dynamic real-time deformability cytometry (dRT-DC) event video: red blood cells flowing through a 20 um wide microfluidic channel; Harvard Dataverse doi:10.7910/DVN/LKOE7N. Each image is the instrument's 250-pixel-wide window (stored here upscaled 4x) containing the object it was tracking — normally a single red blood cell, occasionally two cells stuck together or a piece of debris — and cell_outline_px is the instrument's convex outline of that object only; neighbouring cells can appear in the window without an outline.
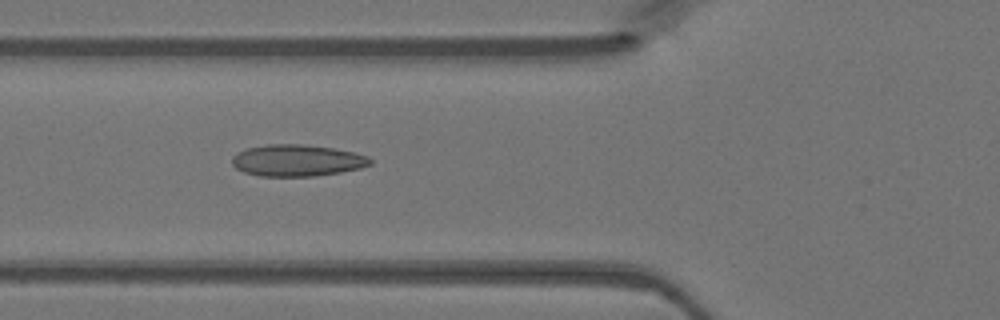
{"species": "Egyptian fruit bat (a non-hibernating species)", "species_latin": "Rousettus aegyptiacus", "temperature_condition": "warm", "stored_images_in_passage": 30, "camera_frame_rate_fps": 3000, "um_per_image_px": 0.085, "animal": {"sex": "female"}, "frame": {"image": 1, "passage_image": 4, "time_ms": 1.0, "image_size_px": [1000, 320], "cell_outline_px": [[372, 164], [360, 168], [340, 172], [316, 176], [260, 176], [244, 172], [236, 168], [232, 164], [232, 156], [236, 152], [248, 148], [268, 144], [300, 144], [332, 148], [352, 152], [368, 156], [372, 160]], "centroid_in_image_um": [25.23, 13.64], "position_along_channel_um": 100.6, "area_um2": 25.43}}
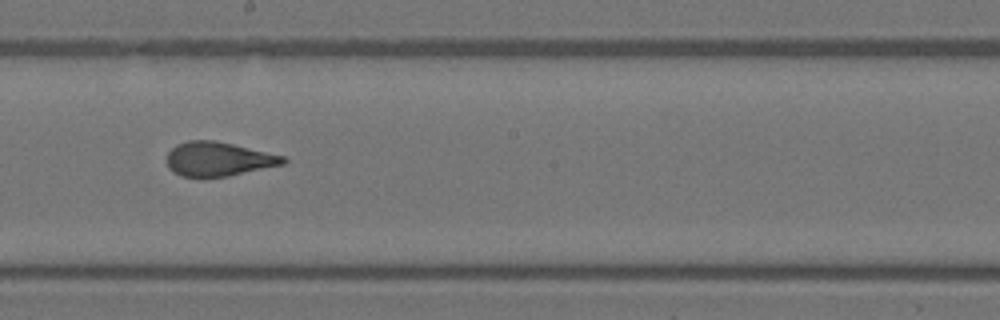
{"frame": {"image": 2, "passage_image": 13, "time_ms": 4.0, "image_size_px": [1000, 320], "cell_outline_px": [[288, 160], [284, 164], [228, 176], [204, 180], [180, 176], [172, 172], [168, 168], [168, 152], [176, 144], [188, 140], [216, 140], [284, 156]], "centroid_in_image_um": [18.51, 13.55], "position_along_channel_um": 229.7, "area_um2": 23.7}}
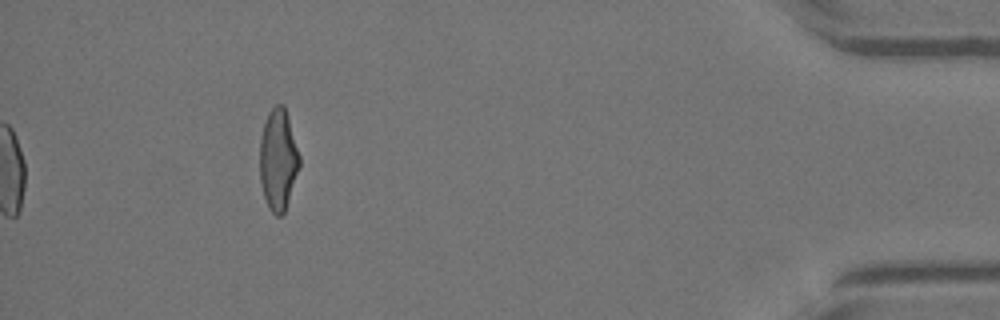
{"frame": {"image": 3, "passage_image": 30, "time_ms": 9.667, "image_size_px": [1000, 320], "cell_outline_px": [[300, 164], [284, 212], [280, 216], [276, 216], [268, 208], [264, 196], [260, 180], [260, 136], [268, 112], [276, 104], [284, 104], [288, 116], [300, 156]], "centroid_in_image_um": [23.63, 13.54], "position_along_channel_um": 411.6, "area_um2": 23.29}}